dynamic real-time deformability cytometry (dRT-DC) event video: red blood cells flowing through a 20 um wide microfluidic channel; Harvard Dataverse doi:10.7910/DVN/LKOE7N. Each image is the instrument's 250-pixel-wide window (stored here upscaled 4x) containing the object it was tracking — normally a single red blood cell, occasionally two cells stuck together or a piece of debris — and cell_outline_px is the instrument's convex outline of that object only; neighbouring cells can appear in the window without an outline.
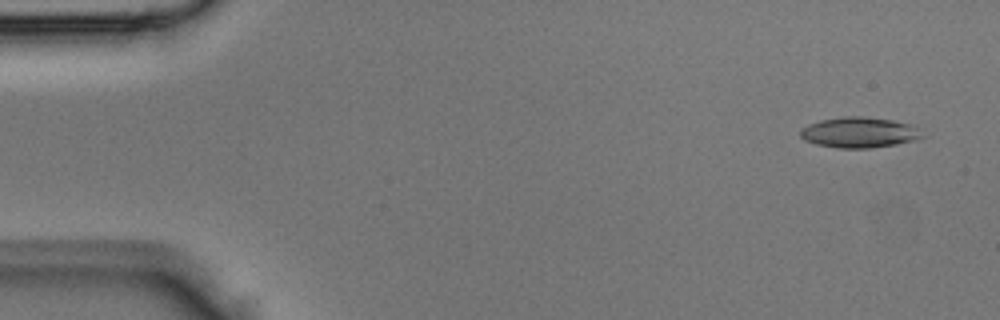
{"species": "Egyptian fruit bat (a non-hibernating species)", "species_latin": "Rousettus aegyptiacus", "temperature_condition": "room temperature", "stored_images_in_passage": 43, "camera_frame_rate_fps": 3000, "um_per_image_px": 0.085, "animal": {"sex": "male"}, "frame": {"image": 1, "passage_image": 2, "time_ms": 0.333, "image_size_px": [1000, 320], "cell_outline_px": [[928, 136], [916, 140], [896, 144], [868, 148], [836, 148], [816, 144], [804, 140], [800, 136], [800, 128], [808, 124], [820, 120], [844, 116], [860, 116], [892, 120], [908, 124], [916, 128]], "centroid_in_image_um": [73.02, 11.26], "position_along_channel_um": 12.0, "area_um2": 21.79}}
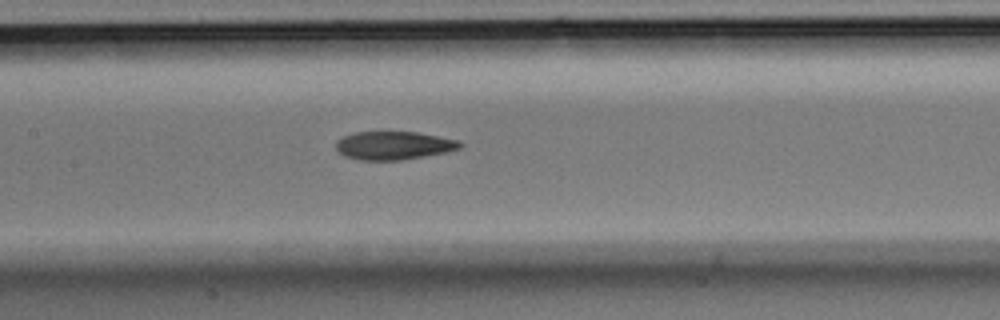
{"frame": {"image": 2, "passage_image": 20, "time_ms": 6.333, "image_size_px": [1000, 320], "cell_outline_px": [[464, 144], [460, 148], [448, 152], [404, 160], [356, 160], [344, 156], [336, 148], [336, 140], [352, 132], [416, 132], [460, 140]], "centroid_in_image_um": [33.48, 12.37], "position_along_channel_um": 173.9, "area_um2": 20.69}}
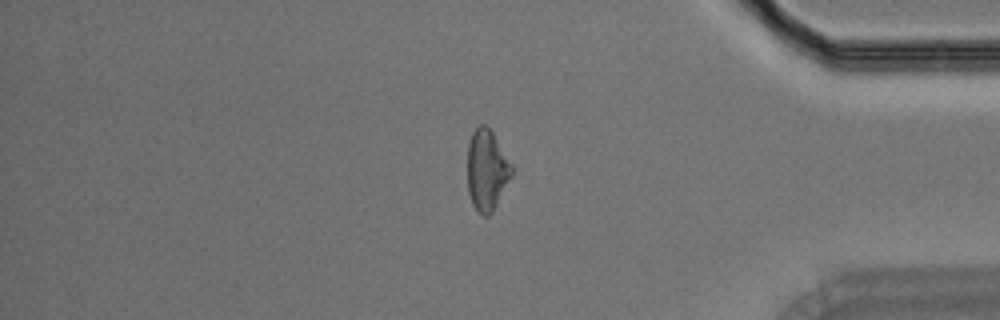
{"frame": {"image": 3, "passage_image": 36, "time_ms": 11.667, "image_size_px": [1000, 320], "cell_outline_px": [[512, 176], [492, 212], [488, 216], [484, 216], [472, 204], [468, 192], [468, 144], [472, 132], [480, 124], [484, 124], [492, 132], [512, 164]], "centroid_in_image_um": [41.38, 14.45], "position_along_channel_um": 393.8, "area_um2": 20.63}}